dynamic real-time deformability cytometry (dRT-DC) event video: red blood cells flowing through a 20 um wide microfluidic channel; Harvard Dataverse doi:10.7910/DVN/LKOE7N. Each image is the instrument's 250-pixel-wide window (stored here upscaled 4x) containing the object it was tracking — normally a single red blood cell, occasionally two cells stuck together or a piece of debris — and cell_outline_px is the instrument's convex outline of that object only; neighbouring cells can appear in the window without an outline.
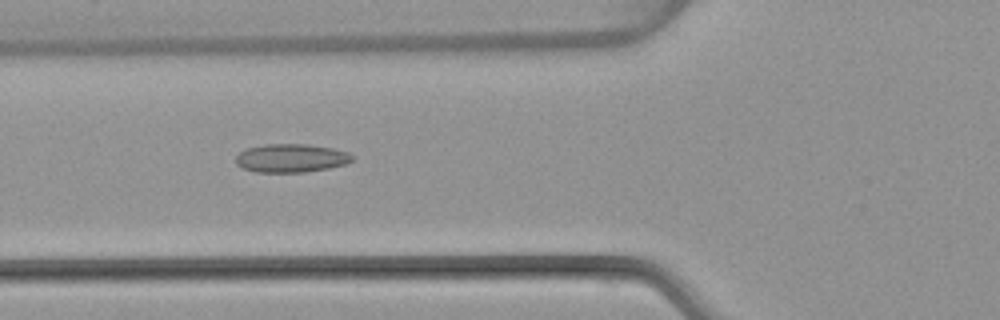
{"species": "common noctule bat (a hibernating species)", "species_latin": "Nyctalus noctula", "temperature_condition": "warm", "stored_images_in_passage": 48, "camera_frame_rate_fps": 3000, "um_per_image_px": 0.085, "animal": {"sex": "female", "body_mass_g": 22.7, "forearm_length_mm": 54.2}, "frame": {"image": 1, "passage_image": 18, "time_ms": 5.667, "image_size_px": [1000, 320], "cell_outline_px": [[352, 160], [344, 164], [328, 168], [304, 172], [256, 172], [240, 168], [236, 164], [236, 156], [240, 152], [248, 148], [264, 144], [308, 144], [332, 148], [348, 152], [352, 156]], "centroid_in_image_um": [24.7, 13.44], "position_along_channel_um": 101.1, "area_um2": 19.25}}
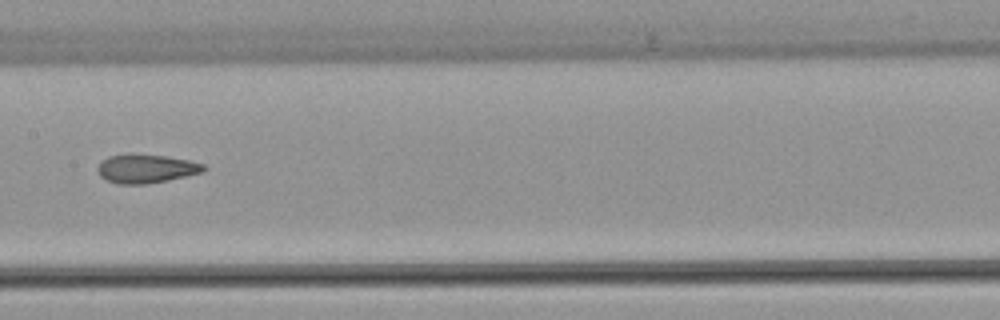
{"frame": {"image": 2, "passage_image": 25, "time_ms": 8.0, "image_size_px": [1000, 320], "cell_outline_px": [[208, 168], [204, 172], [168, 180], [144, 184], [116, 184], [100, 176], [96, 168], [108, 156], [128, 152], [132, 152], [164, 156], [188, 160], [204, 164]], "centroid_in_image_um": [12.42, 14.31], "position_along_channel_um": 195.0, "area_um2": 18.03}}
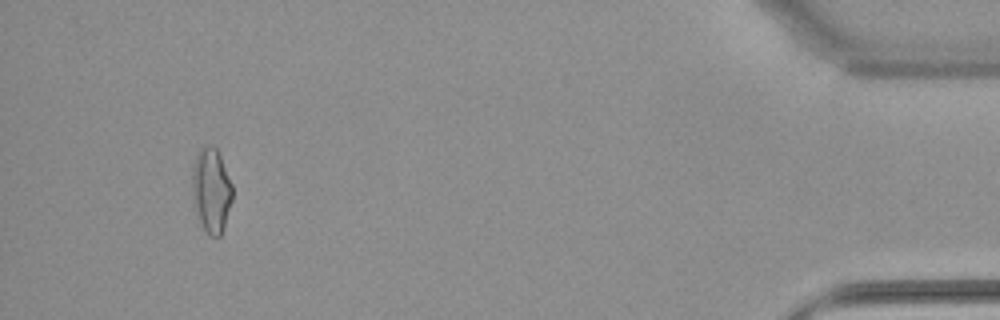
{"frame": {"image": 3, "passage_image": 47, "time_ms": 15.333, "image_size_px": [1000, 320], "cell_outline_px": [[232, 200], [224, 228], [220, 236], [208, 236], [196, 216], [192, 192], [192, 168], [196, 156], [200, 148], [212, 144], [216, 148], [220, 156], [232, 184]], "centroid_in_image_um": [17.95, 16.2], "position_along_channel_um": 417.3, "area_um2": 19.94}}